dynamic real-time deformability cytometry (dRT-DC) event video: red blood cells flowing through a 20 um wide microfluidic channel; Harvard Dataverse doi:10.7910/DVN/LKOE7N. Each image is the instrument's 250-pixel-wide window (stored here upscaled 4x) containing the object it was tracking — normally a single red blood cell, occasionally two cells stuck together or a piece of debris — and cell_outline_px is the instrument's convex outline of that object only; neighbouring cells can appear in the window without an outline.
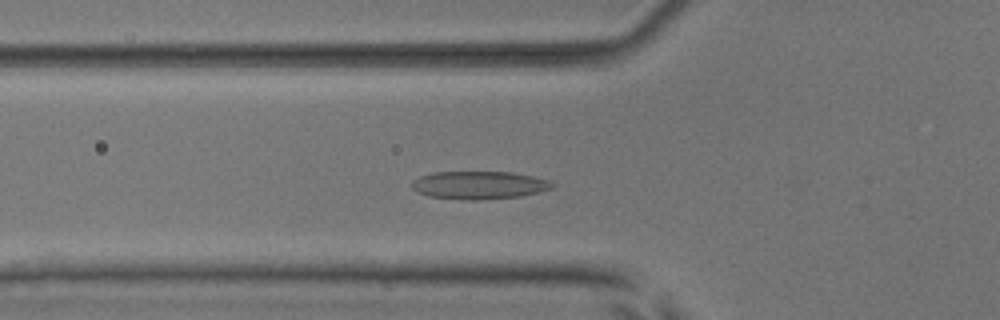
{"species": "common noctule bat (a hibernating species)", "species_latin": "Nyctalus noctula", "temperature_condition": "room temperature", "stored_images_in_passage": 18, "camera_frame_rate_fps": 3000, "um_per_image_px": 0.085, "animal": {"sex": "male", "body_mass_g": 17.9, "forearm_length_mm": 54.2}, "frame": {"image": 1, "passage_image": 8, "time_ms": 2.333, "image_size_px": [1000, 320], "cell_outline_px": [[556, 188], [540, 192], [520, 196], [480, 200], [464, 200], [428, 196], [416, 192], [412, 188], [412, 180], [420, 176], [432, 172], [512, 172], [552, 180], [556, 184]], "centroid_in_image_um": [40.77, 15.74], "position_along_channel_um": 85.0, "area_um2": 23.24}}
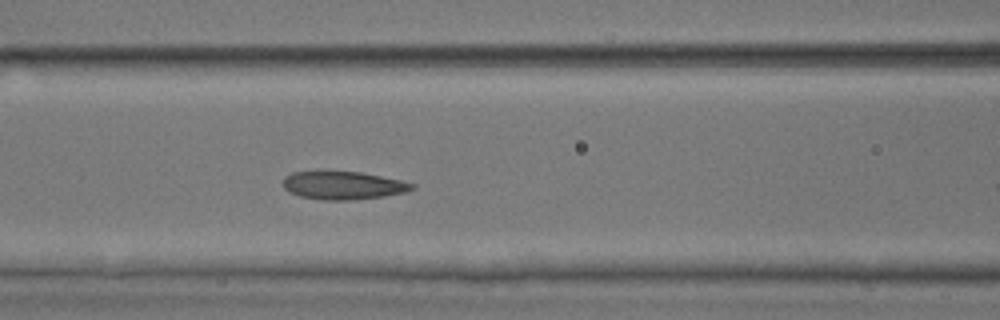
{"frame": {"image": 2, "passage_image": 12, "time_ms": 3.667, "image_size_px": [1000, 320], "cell_outline_px": [[416, 188], [404, 192], [384, 196], [352, 200], [320, 200], [300, 196], [288, 192], [284, 188], [284, 176], [292, 172], [316, 168], [360, 172], [400, 180], [416, 184]], "centroid_in_image_um": [29.09, 15.71], "position_along_channel_um": 137.5, "area_um2": 21.96}}